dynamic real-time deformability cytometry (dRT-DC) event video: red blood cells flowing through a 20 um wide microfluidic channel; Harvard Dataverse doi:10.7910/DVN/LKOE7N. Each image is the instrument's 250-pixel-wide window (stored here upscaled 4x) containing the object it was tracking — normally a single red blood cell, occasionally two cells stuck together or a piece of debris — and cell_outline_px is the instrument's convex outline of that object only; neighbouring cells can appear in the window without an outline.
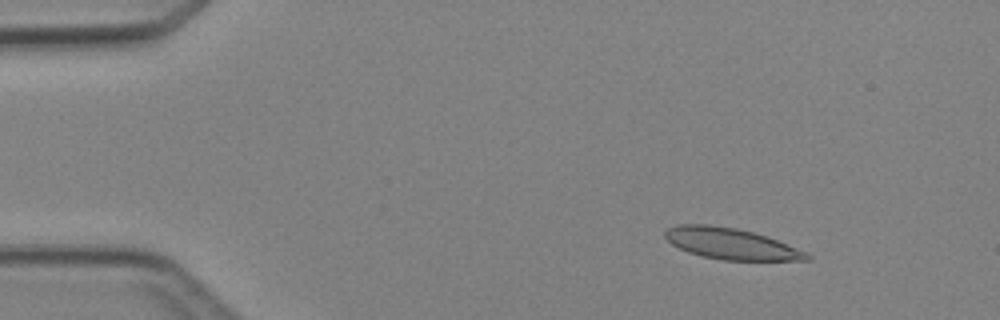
{"species": "Egyptian fruit bat (a non-hibernating species)", "species_latin": "Rousettus aegyptiacus", "temperature_condition": "cold", "stored_images_in_passage": 5, "camera_frame_rate_fps": 3000, "um_per_image_px": 0.085, "animal": {"sex": "female"}, "frame": {"image": 1, "passage_image": 2, "time_ms": 1.0, "image_size_px": [1000, 320], "cell_outline_px": [[812, 260], [724, 260], [700, 256], [688, 252], [672, 244], [664, 236], [664, 232], [668, 228], [680, 224], [708, 224], [736, 228], [768, 236], [804, 252], [812, 256]], "centroid_in_image_um": [62.1, 20.71], "position_along_channel_um": 22.9, "area_um2": 25.55}}